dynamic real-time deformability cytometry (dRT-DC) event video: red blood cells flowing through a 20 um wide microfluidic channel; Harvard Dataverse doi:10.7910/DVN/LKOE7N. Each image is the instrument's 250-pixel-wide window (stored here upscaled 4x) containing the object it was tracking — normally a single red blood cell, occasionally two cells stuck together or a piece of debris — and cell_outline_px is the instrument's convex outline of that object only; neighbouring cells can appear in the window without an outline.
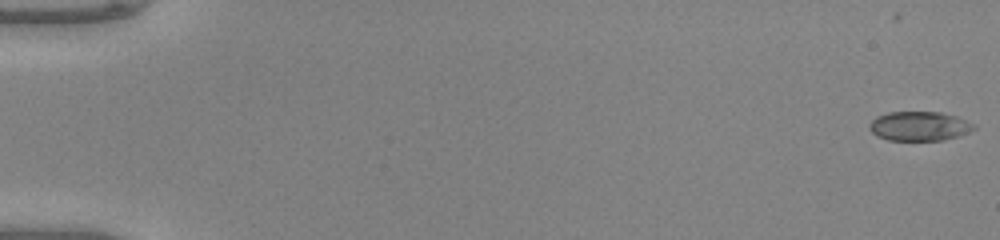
{"species": "common noctule bat (a hibernating species)", "species_latin": "Nyctalus noctula", "temperature_condition": "warm", "stored_images_in_passage": 50, "camera_frame_rate_fps": 3000, "um_per_image_px": 0.085, "animal": {"sex": "male", "body_mass_g": 20.0, "forearm_length_mm": 53.3}, "frame": {"image": 1, "passage_image": 1, "time_ms": 0.0, "image_size_px": [1000, 240], "cell_outline_px": [[976, 128], [960, 136], [944, 140], [888, 140], [876, 136], [868, 128], [868, 124], [876, 116], [888, 112], [940, 112], [956, 116], [976, 124]], "centroid_in_image_um": [78.14, 10.72], "position_along_channel_um": 6.9, "area_um2": 18.03}}
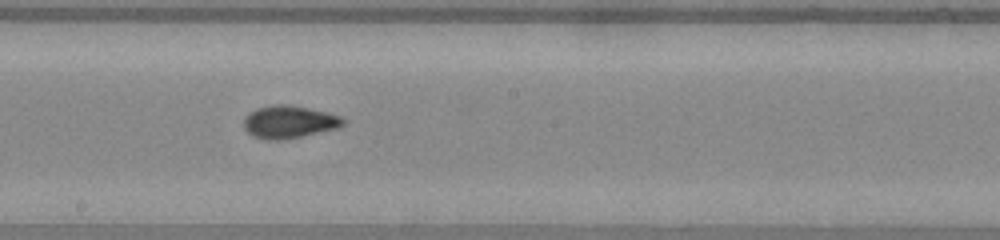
{"frame": {"image": 2, "passage_image": 29, "time_ms": 9.333, "image_size_px": [1000, 240], "cell_outline_px": [[344, 124], [336, 128], [300, 136], [280, 140], [264, 140], [252, 136], [244, 128], [244, 116], [256, 108], [276, 104], [288, 104], [328, 112], [340, 116], [344, 120]], "centroid_in_image_um": [24.52, 10.35], "position_along_channel_um": 223.7, "area_um2": 18.79}}
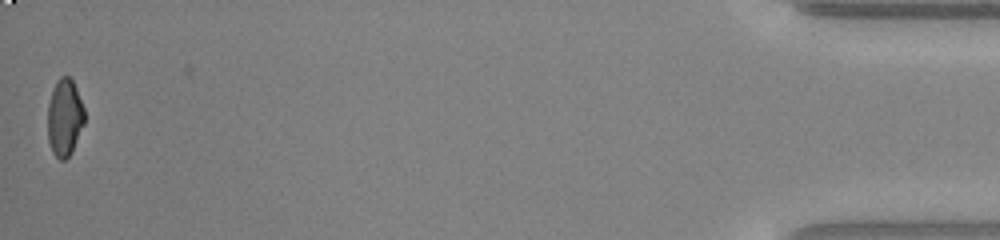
{"frame": {"image": 3, "passage_image": 50, "time_ms": 16.333, "image_size_px": [1000, 240], "cell_outline_px": [[84, 124], [72, 152], [64, 160], [60, 160], [52, 152], [48, 140], [48, 104], [52, 88], [56, 80], [60, 76], [68, 76], [72, 80], [76, 88], [84, 108]], "centroid_in_image_um": [5.48, 9.98], "position_along_channel_um": 429.7, "area_um2": 16.65}, "authors_computed_cell_mechanics": {"area_um2": 17.8024, "velocity_mm_per_s": 4.2093, "shape_relaxation_time_tau1_ms": 6.5487, "shape_relaxation_time_tau2_ms": 1.2969, "deformation_change_tau1": 0.1962, "deformation_change_tau2": 0.0472}}